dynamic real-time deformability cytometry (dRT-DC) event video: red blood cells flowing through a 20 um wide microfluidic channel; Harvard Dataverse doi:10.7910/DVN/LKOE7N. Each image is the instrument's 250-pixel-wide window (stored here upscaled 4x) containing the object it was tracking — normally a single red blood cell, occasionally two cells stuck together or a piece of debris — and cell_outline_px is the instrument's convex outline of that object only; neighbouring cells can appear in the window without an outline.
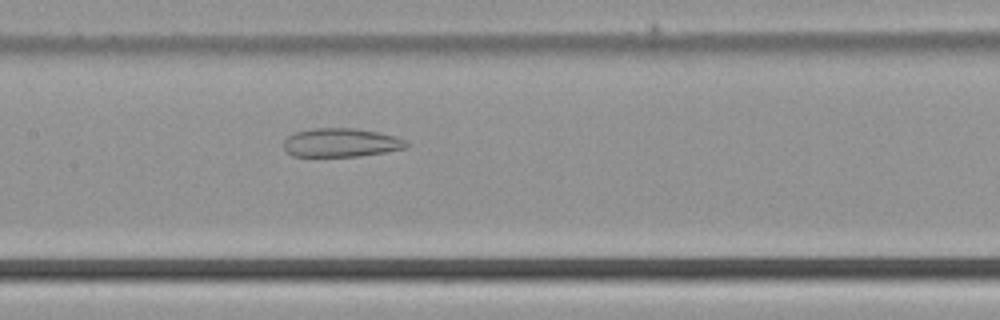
{"species": "common noctule bat (a hibernating species)", "species_latin": "Nyctalus noctula", "temperature_condition": "cold", "stored_images_in_passage": 42, "camera_frame_rate_fps": 3000, "um_per_image_px": 0.085, "animal": {"sex": "male", "body_mass_g": 21.5, "forearm_length_mm": 52.0}, "frame": {"image": 1, "passage_image": 16, "time_ms": 5.0, "image_size_px": [1000, 320], "cell_outline_px": [[408, 148], [360, 156], [292, 156], [284, 148], [284, 140], [288, 136], [296, 132], [312, 128], [356, 128], [380, 132], [408, 140]], "centroid_in_image_um": [29.02, 12.12], "position_along_channel_um": 178.4, "area_um2": 20.63}}
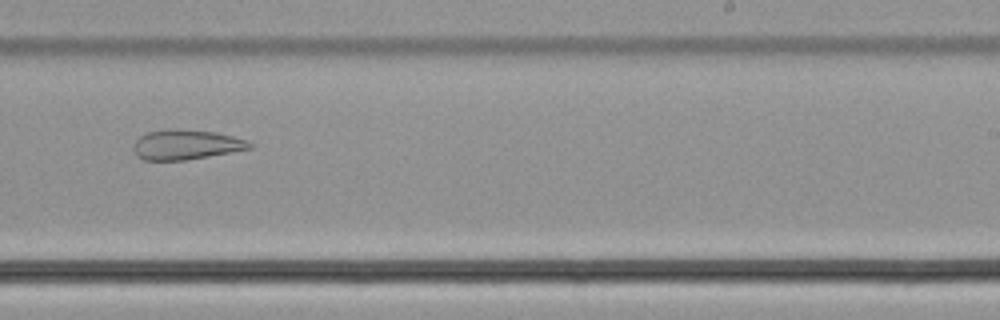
{"frame": {"image": 2, "passage_image": 23, "time_ms": 7.333, "image_size_px": [1000, 320], "cell_outline_px": [[256, 144], [252, 148], [208, 156], [184, 160], [144, 160], [136, 156], [132, 148], [136, 140], [140, 136], [148, 132], [176, 128], [216, 132], [248, 140]], "centroid_in_image_um": [15.83, 12.29], "position_along_channel_um": 273.2, "area_um2": 20.29}}
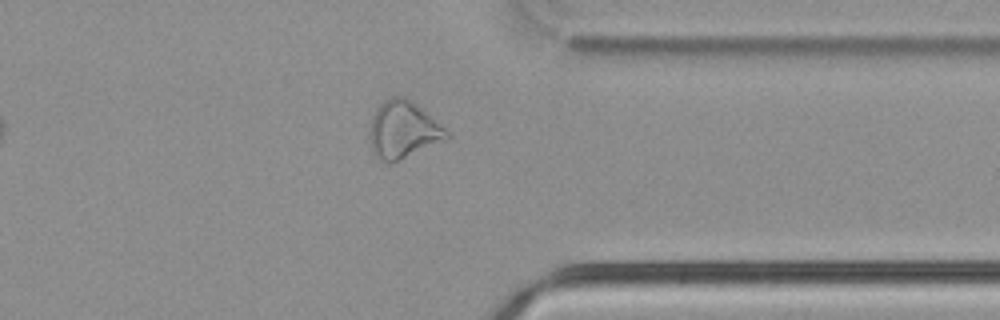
{"frame": {"image": 3, "passage_image": 31, "time_ms": 10.0, "image_size_px": [1000, 320], "cell_outline_px": [[452, 136], [448, 140], [400, 160], [388, 164], [380, 160], [372, 152], [368, 136], [368, 132], [372, 116], [376, 108], [384, 100], [392, 96], [404, 96], [420, 108], [444, 128]], "centroid_in_image_um": [34.23, 11.07], "position_along_channel_um": 377.2, "area_um2": 25.89}}